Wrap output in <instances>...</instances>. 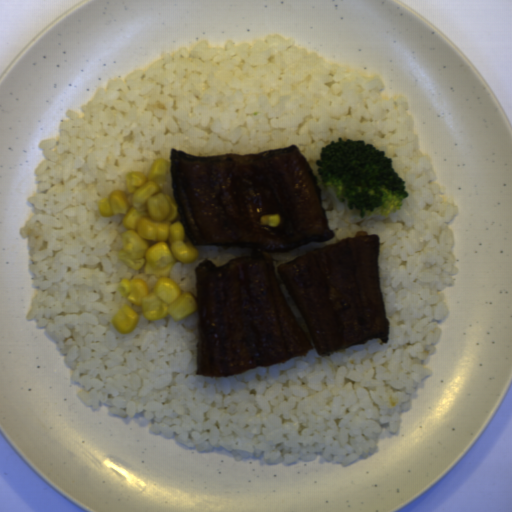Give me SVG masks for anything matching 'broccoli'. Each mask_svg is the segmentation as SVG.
<instances>
[{"mask_svg":"<svg viewBox=\"0 0 512 512\" xmlns=\"http://www.w3.org/2000/svg\"><path fill=\"white\" fill-rule=\"evenodd\" d=\"M315 172L317 181L361 219L397 214L409 198L394 159L365 140H332L320 149Z\"/></svg>","mask_w":512,"mask_h":512,"instance_id":"obj_1","label":"broccoli"}]
</instances>
